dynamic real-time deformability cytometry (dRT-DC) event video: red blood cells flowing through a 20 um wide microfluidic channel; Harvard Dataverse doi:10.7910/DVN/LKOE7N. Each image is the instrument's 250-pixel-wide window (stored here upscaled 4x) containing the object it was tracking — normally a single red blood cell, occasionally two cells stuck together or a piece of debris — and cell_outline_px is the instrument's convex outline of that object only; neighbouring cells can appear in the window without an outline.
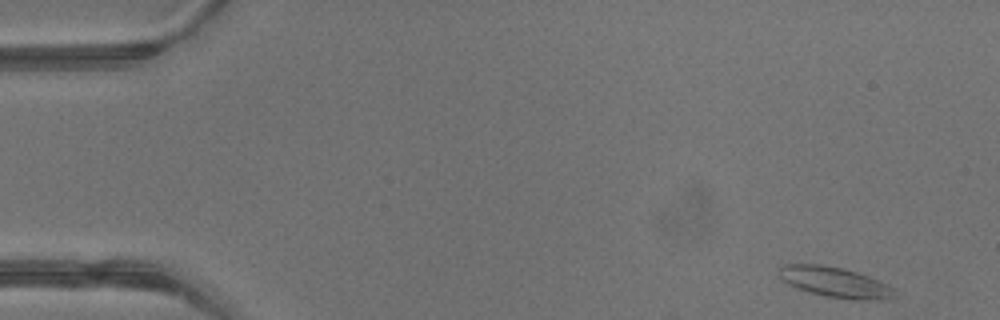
{"species": "common noctule bat (a hibernating species)", "species_latin": "Nyctalus noctula", "temperature_condition": "warm", "stored_images_in_passage": 3, "camera_frame_rate_fps": 3000, "um_per_image_px": 0.085, "animal": {"sex": "male", "body_mass_g": 13.3}, "frame": {"image": 1, "passage_image": 1, "time_ms": 0.0, "image_size_px": [1000, 320], "cell_outline_px": [[896, 288], [892, 296], [880, 300], [860, 300], [824, 296], [808, 292], [796, 288], [788, 284], [780, 276], [780, 268], [784, 264], [820, 264], [844, 268], [880, 280]], "centroid_in_image_um": [70.99, 23.98], "position_along_channel_um": 14.0, "area_um2": 20.4}}